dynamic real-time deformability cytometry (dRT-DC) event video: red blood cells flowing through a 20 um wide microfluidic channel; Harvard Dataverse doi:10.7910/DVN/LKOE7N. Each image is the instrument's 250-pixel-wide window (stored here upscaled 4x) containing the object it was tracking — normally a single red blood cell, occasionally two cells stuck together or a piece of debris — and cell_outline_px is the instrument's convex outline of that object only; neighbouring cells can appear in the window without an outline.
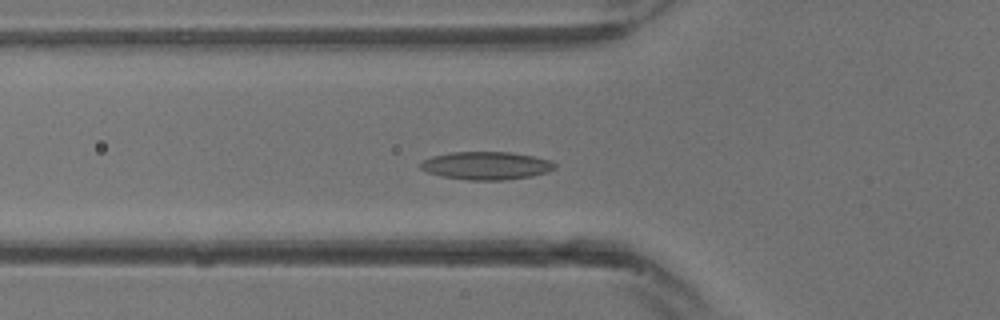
{"species": "common noctule bat (a hibernating species)", "species_latin": "Nyctalus noctula", "temperature_condition": "warm", "stored_images_in_passage": 8, "camera_frame_rate_fps": 3000, "um_per_image_px": 0.085, "animal": {"sex": "male", "body_mass_g": 13.3}, "frame": {"image": 1, "passage_image": 2, "time_ms": 0.333, "image_size_px": [1000, 320], "cell_outline_px": [[556, 168], [548, 172], [532, 176], [504, 180], [468, 180], [444, 176], [428, 172], [420, 168], [420, 164], [424, 160], [432, 156], [452, 152], [512, 152], [552, 160], [556, 164]], "centroid_in_image_um": [41.38, 14.07], "position_along_channel_um": 84.4, "area_um2": 21.85}}
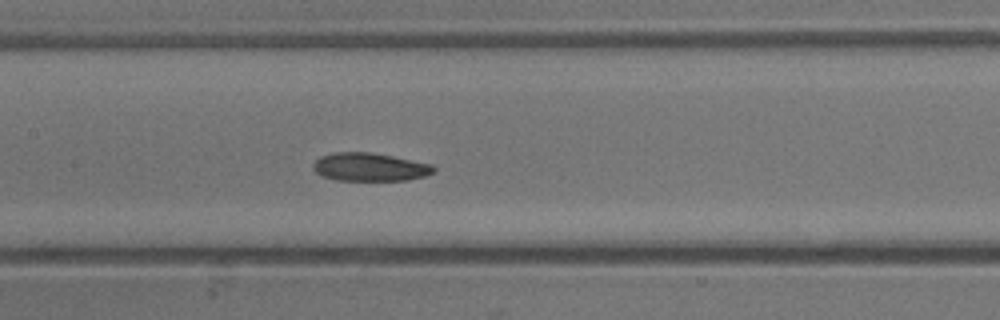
{"frame": {"image": 2, "passage_image": 6, "time_ms": 1.667, "image_size_px": [1000, 320], "cell_outline_px": [[436, 172], [424, 176], [408, 180], [336, 180], [324, 176], [316, 172], [312, 168], [312, 164], [320, 156], [332, 152], [372, 152], [432, 164], [436, 168]], "centroid_in_image_um": [31.44, 14.19], "position_along_channel_um": 176.0, "area_um2": 19.88}}
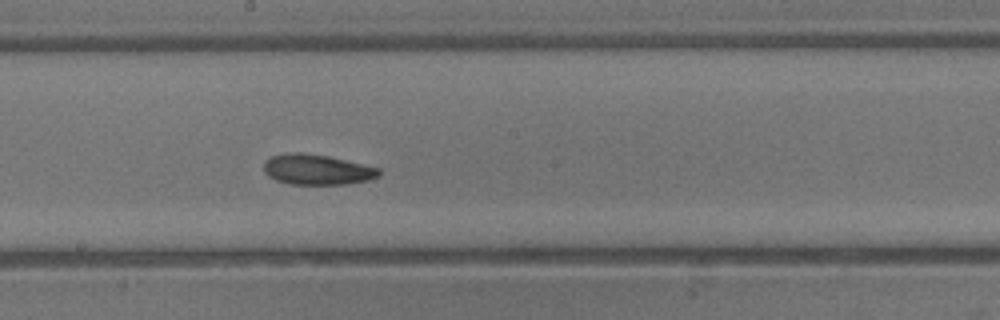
{"frame": {"image": 3, "passage_image": 8, "time_ms": 2.333, "image_size_px": [1000, 320], "cell_outline_px": [[380, 176], [368, 180], [348, 184], [292, 184], [276, 180], [268, 176], [264, 172], [264, 160], [272, 156], [288, 152], [300, 152], [328, 156], [380, 168]], "centroid_in_image_um": [26.93, 14.41], "position_along_channel_um": 221.3, "area_um2": 20.4}}